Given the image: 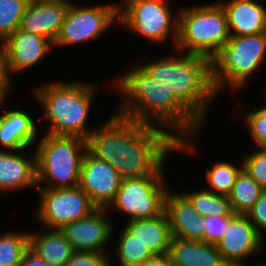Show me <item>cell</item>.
<instances>
[{
  "instance_id": "obj_38",
  "label": "cell",
  "mask_w": 266,
  "mask_h": 266,
  "mask_svg": "<svg viewBox=\"0 0 266 266\" xmlns=\"http://www.w3.org/2000/svg\"><path fill=\"white\" fill-rule=\"evenodd\" d=\"M144 0H126L124 1L123 5L118 3V4H114L115 7V11L118 17H120L130 6L142 2ZM120 4V5H119ZM125 5V6H124Z\"/></svg>"
},
{
  "instance_id": "obj_27",
  "label": "cell",
  "mask_w": 266,
  "mask_h": 266,
  "mask_svg": "<svg viewBox=\"0 0 266 266\" xmlns=\"http://www.w3.org/2000/svg\"><path fill=\"white\" fill-rule=\"evenodd\" d=\"M28 249V231L12 230L0 234V266H20Z\"/></svg>"
},
{
  "instance_id": "obj_21",
  "label": "cell",
  "mask_w": 266,
  "mask_h": 266,
  "mask_svg": "<svg viewBox=\"0 0 266 266\" xmlns=\"http://www.w3.org/2000/svg\"><path fill=\"white\" fill-rule=\"evenodd\" d=\"M168 256L173 266H228L217 246L203 241L172 237Z\"/></svg>"
},
{
  "instance_id": "obj_6",
  "label": "cell",
  "mask_w": 266,
  "mask_h": 266,
  "mask_svg": "<svg viewBox=\"0 0 266 266\" xmlns=\"http://www.w3.org/2000/svg\"><path fill=\"white\" fill-rule=\"evenodd\" d=\"M86 152V140L82 138L44 133L35 149L37 188L79 186L81 164ZM43 183L44 187H40Z\"/></svg>"
},
{
  "instance_id": "obj_3",
  "label": "cell",
  "mask_w": 266,
  "mask_h": 266,
  "mask_svg": "<svg viewBox=\"0 0 266 266\" xmlns=\"http://www.w3.org/2000/svg\"><path fill=\"white\" fill-rule=\"evenodd\" d=\"M161 57L137 64L157 82L171 90L175 98L204 126L209 104L218 96L211 80V61L201 55Z\"/></svg>"
},
{
  "instance_id": "obj_33",
  "label": "cell",
  "mask_w": 266,
  "mask_h": 266,
  "mask_svg": "<svg viewBox=\"0 0 266 266\" xmlns=\"http://www.w3.org/2000/svg\"><path fill=\"white\" fill-rule=\"evenodd\" d=\"M109 254L75 251L64 266H113Z\"/></svg>"
},
{
  "instance_id": "obj_26",
  "label": "cell",
  "mask_w": 266,
  "mask_h": 266,
  "mask_svg": "<svg viewBox=\"0 0 266 266\" xmlns=\"http://www.w3.org/2000/svg\"><path fill=\"white\" fill-rule=\"evenodd\" d=\"M243 169V161L237 167L233 163L218 161L206 171V181L209 188L205 189L220 195L228 196L232 190L237 176Z\"/></svg>"
},
{
  "instance_id": "obj_1",
  "label": "cell",
  "mask_w": 266,
  "mask_h": 266,
  "mask_svg": "<svg viewBox=\"0 0 266 266\" xmlns=\"http://www.w3.org/2000/svg\"><path fill=\"white\" fill-rule=\"evenodd\" d=\"M87 151L110 163L120 178L163 176L168 154L177 151V140L165 129L112 115L86 139Z\"/></svg>"
},
{
  "instance_id": "obj_14",
  "label": "cell",
  "mask_w": 266,
  "mask_h": 266,
  "mask_svg": "<svg viewBox=\"0 0 266 266\" xmlns=\"http://www.w3.org/2000/svg\"><path fill=\"white\" fill-rule=\"evenodd\" d=\"M121 178L108 162L85 153L81 164L79 187L97 208L107 209L118 193Z\"/></svg>"
},
{
  "instance_id": "obj_15",
  "label": "cell",
  "mask_w": 266,
  "mask_h": 266,
  "mask_svg": "<svg viewBox=\"0 0 266 266\" xmlns=\"http://www.w3.org/2000/svg\"><path fill=\"white\" fill-rule=\"evenodd\" d=\"M8 77L36 66L54 44L38 34L18 28L3 43Z\"/></svg>"
},
{
  "instance_id": "obj_4",
  "label": "cell",
  "mask_w": 266,
  "mask_h": 266,
  "mask_svg": "<svg viewBox=\"0 0 266 266\" xmlns=\"http://www.w3.org/2000/svg\"><path fill=\"white\" fill-rule=\"evenodd\" d=\"M96 90V85L76 81L48 82L34 88L33 95L44 108L45 119L50 124L45 132L86 140L95 129L86 123Z\"/></svg>"
},
{
  "instance_id": "obj_24",
  "label": "cell",
  "mask_w": 266,
  "mask_h": 266,
  "mask_svg": "<svg viewBox=\"0 0 266 266\" xmlns=\"http://www.w3.org/2000/svg\"><path fill=\"white\" fill-rule=\"evenodd\" d=\"M263 191L246 170L242 169L228 195L233 213L246 215Z\"/></svg>"
},
{
  "instance_id": "obj_16",
  "label": "cell",
  "mask_w": 266,
  "mask_h": 266,
  "mask_svg": "<svg viewBox=\"0 0 266 266\" xmlns=\"http://www.w3.org/2000/svg\"><path fill=\"white\" fill-rule=\"evenodd\" d=\"M69 5L68 0H30L20 29L43 36L54 44Z\"/></svg>"
},
{
  "instance_id": "obj_22",
  "label": "cell",
  "mask_w": 266,
  "mask_h": 266,
  "mask_svg": "<svg viewBox=\"0 0 266 266\" xmlns=\"http://www.w3.org/2000/svg\"><path fill=\"white\" fill-rule=\"evenodd\" d=\"M124 228L154 256L168 255L172 233L166 213L150 219L127 220Z\"/></svg>"
},
{
  "instance_id": "obj_35",
  "label": "cell",
  "mask_w": 266,
  "mask_h": 266,
  "mask_svg": "<svg viewBox=\"0 0 266 266\" xmlns=\"http://www.w3.org/2000/svg\"><path fill=\"white\" fill-rule=\"evenodd\" d=\"M11 79L6 71L5 54L3 45L0 43V100H5L11 91ZM10 90V91H9ZM9 93V94H8Z\"/></svg>"
},
{
  "instance_id": "obj_12",
  "label": "cell",
  "mask_w": 266,
  "mask_h": 266,
  "mask_svg": "<svg viewBox=\"0 0 266 266\" xmlns=\"http://www.w3.org/2000/svg\"><path fill=\"white\" fill-rule=\"evenodd\" d=\"M263 239L247 215L236 214L216 246L228 266H249L245 263L247 257L263 250ZM263 265L266 263L259 262L255 266Z\"/></svg>"
},
{
  "instance_id": "obj_32",
  "label": "cell",
  "mask_w": 266,
  "mask_h": 266,
  "mask_svg": "<svg viewBox=\"0 0 266 266\" xmlns=\"http://www.w3.org/2000/svg\"><path fill=\"white\" fill-rule=\"evenodd\" d=\"M234 216H206L204 217L205 242L217 244L223 238L229 222Z\"/></svg>"
},
{
  "instance_id": "obj_19",
  "label": "cell",
  "mask_w": 266,
  "mask_h": 266,
  "mask_svg": "<svg viewBox=\"0 0 266 266\" xmlns=\"http://www.w3.org/2000/svg\"><path fill=\"white\" fill-rule=\"evenodd\" d=\"M22 151L19 150V154L0 150V192L28 187L37 189L36 153L28 158Z\"/></svg>"
},
{
  "instance_id": "obj_31",
  "label": "cell",
  "mask_w": 266,
  "mask_h": 266,
  "mask_svg": "<svg viewBox=\"0 0 266 266\" xmlns=\"http://www.w3.org/2000/svg\"><path fill=\"white\" fill-rule=\"evenodd\" d=\"M244 118L256 147H263L266 143V106L255 111L250 110L245 113Z\"/></svg>"
},
{
  "instance_id": "obj_39",
  "label": "cell",
  "mask_w": 266,
  "mask_h": 266,
  "mask_svg": "<svg viewBox=\"0 0 266 266\" xmlns=\"http://www.w3.org/2000/svg\"><path fill=\"white\" fill-rule=\"evenodd\" d=\"M262 148L266 151V143H265V145Z\"/></svg>"
},
{
  "instance_id": "obj_25",
  "label": "cell",
  "mask_w": 266,
  "mask_h": 266,
  "mask_svg": "<svg viewBox=\"0 0 266 266\" xmlns=\"http://www.w3.org/2000/svg\"><path fill=\"white\" fill-rule=\"evenodd\" d=\"M201 216H235L229 197L215 194L205 188L200 191L182 193Z\"/></svg>"
},
{
  "instance_id": "obj_18",
  "label": "cell",
  "mask_w": 266,
  "mask_h": 266,
  "mask_svg": "<svg viewBox=\"0 0 266 266\" xmlns=\"http://www.w3.org/2000/svg\"><path fill=\"white\" fill-rule=\"evenodd\" d=\"M224 9L230 36L266 32V8L256 0L219 1Z\"/></svg>"
},
{
  "instance_id": "obj_5",
  "label": "cell",
  "mask_w": 266,
  "mask_h": 266,
  "mask_svg": "<svg viewBox=\"0 0 266 266\" xmlns=\"http://www.w3.org/2000/svg\"><path fill=\"white\" fill-rule=\"evenodd\" d=\"M229 39L227 19L220 2L179 9L175 44L179 53L197 54L211 61Z\"/></svg>"
},
{
  "instance_id": "obj_34",
  "label": "cell",
  "mask_w": 266,
  "mask_h": 266,
  "mask_svg": "<svg viewBox=\"0 0 266 266\" xmlns=\"http://www.w3.org/2000/svg\"><path fill=\"white\" fill-rule=\"evenodd\" d=\"M246 215L263 238L262 232H266V190L262 192L255 201L253 208Z\"/></svg>"
},
{
  "instance_id": "obj_7",
  "label": "cell",
  "mask_w": 266,
  "mask_h": 266,
  "mask_svg": "<svg viewBox=\"0 0 266 266\" xmlns=\"http://www.w3.org/2000/svg\"><path fill=\"white\" fill-rule=\"evenodd\" d=\"M265 54L266 32L230 36L211 60V80L215 93H220L227 85L232 91L245 86L251 75L261 67Z\"/></svg>"
},
{
  "instance_id": "obj_36",
  "label": "cell",
  "mask_w": 266,
  "mask_h": 266,
  "mask_svg": "<svg viewBox=\"0 0 266 266\" xmlns=\"http://www.w3.org/2000/svg\"><path fill=\"white\" fill-rule=\"evenodd\" d=\"M20 266H49V264L29 248L24 254Z\"/></svg>"
},
{
  "instance_id": "obj_30",
  "label": "cell",
  "mask_w": 266,
  "mask_h": 266,
  "mask_svg": "<svg viewBox=\"0 0 266 266\" xmlns=\"http://www.w3.org/2000/svg\"><path fill=\"white\" fill-rule=\"evenodd\" d=\"M256 149L242 157L243 169L262 189L266 190V151L262 147Z\"/></svg>"
},
{
  "instance_id": "obj_10",
  "label": "cell",
  "mask_w": 266,
  "mask_h": 266,
  "mask_svg": "<svg viewBox=\"0 0 266 266\" xmlns=\"http://www.w3.org/2000/svg\"><path fill=\"white\" fill-rule=\"evenodd\" d=\"M168 5L166 0H144L136 3L119 17V24L156 44L166 42L169 35H172L175 47L179 10L174 14Z\"/></svg>"
},
{
  "instance_id": "obj_37",
  "label": "cell",
  "mask_w": 266,
  "mask_h": 266,
  "mask_svg": "<svg viewBox=\"0 0 266 266\" xmlns=\"http://www.w3.org/2000/svg\"><path fill=\"white\" fill-rule=\"evenodd\" d=\"M139 266H173L171 259L166 256H154L153 258L144 261Z\"/></svg>"
},
{
  "instance_id": "obj_2",
  "label": "cell",
  "mask_w": 266,
  "mask_h": 266,
  "mask_svg": "<svg viewBox=\"0 0 266 266\" xmlns=\"http://www.w3.org/2000/svg\"><path fill=\"white\" fill-rule=\"evenodd\" d=\"M114 82L122 93L116 114L167 130L177 140L180 152L194 150L190 139L203 125L175 98L166 84L155 81L137 65Z\"/></svg>"
},
{
  "instance_id": "obj_17",
  "label": "cell",
  "mask_w": 266,
  "mask_h": 266,
  "mask_svg": "<svg viewBox=\"0 0 266 266\" xmlns=\"http://www.w3.org/2000/svg\"><path fill=\"white\" fill-rule=\"evenodd\" d=\"M165 213L172 237L205 242L204 217L194 210L190 201L182 193L168 191Z\"/></svg>"
},
{
  "instance_id": "obj_9",
  "label": "cell",
  "mask_w": 266,
  "mask_h": 266,
  "mask_svg": "<svg viewBox=\"0 0 266 266\" xmlns=\"http://www.w3.org/2000/svg\"><path fill=\"white\" fill-rule=\"evenodd\" d=\"M37 190L41 197L35 216L46 230H60L64 225L84 218L97 209L79 186Z\"/></svg>"
},
{
  "instance_id": "obj_28",
  "label": "cell",
  "mask_w": 266,
  "mask_h": 266,
  "mask_svg": "<svg viewBox=\"0 0 266 266\" xmlns=\"http://www.w3.org/2000/svg\"><path fill=\"white\" fill-rule=\"evenodd\" d=\"M116 240V251L121 266H139L154 257L150 250L124 227Z\"/></svg>"
},
{
  "instance_id": "obj_13",
  "label": "cell",
  "mask_w": 266,
  "mask_h": 266,
  "mask_svg": "<svg viewBox=\"0 0 266 266\" xmlns=\"http://www.w3.org/2000/svg\"><path fill=\"white\" fill-rule=\"evenodd\" d=\"M108 209L97 208L90 215L64 225L59 231L74 251L105 253L113 236V224L106 215ZM105 251V252H104Z\"/></svg>"
},
{
  "instance_id": "obj_23",
  "label": "cell",
  "mask_w": 266,
  "mask_h": 266,
  "mask_svg": "<svg viewBox=\"0 0 266 266\" xmlns=\"http://www.w3.org/2000/svg\"><path fill=\"white\" fill-rule=\"evenodd\" d=\"M44 230L42 234L28 232L29 248L49 266H64L75 252L74 249L59 230Z\"/></svg>"
},
{
  "instance_id": "obj_8",
  "label": "cell",
  "mask_w": 266,
  "mask_h": 266,
  "mask_svg": "<svg viewBox=\"0 0 266 266\" xmlns=\"http://www.w3.org/2000/svg\"><path fill=\"white\" fill-rule=\"evenodd\" d=\"M164 176L121 180L115 199L107 208L129 216L128 220L150 219L165 213L168 187ZM165 185V186H164Z\"/></svg>"
},
{
  "instance_id": "obj_11",
  "label": "cell",
  "mask_w": 266,
  "mask_h": 266,
  "mask_svg": "<svg viewBox=\"0 0 266 266\" xmlns=\"http://www.w3.org/2000/svg\"><path fill=\"white\" fill-rule=\"evenodd\" d=\"M113 23L119 24L114 3L79 6L70 2L54 46L78 45L98 39Z\"/></svg>"
},
{
  "instance_id": "obj_29",
  "label": "cell",
  "mask_w": 266,
  "mask_h": 266,
  "mask_svg": "<svg viewBox=\"0 0 266 266\" xmlns=\"http://www.w3.org/2000/svg\"><path fill=\"white\" fill-rule=\"evenodd\" d=\"M30 0H0V43L20 28Z\"/></svg>"
},
{
  "instance_id": "obj_20",
  "label": "cell",
  "mask_w": 266,
  "mask_h": 266,
  "mask_svg": "<svg viewBox=\"0 0 266 266\" xmlns=\"http://www.w3.org/2000/svg\"><path fill=\"white\" fill-rule=\"evenodd\" d=\"M36 125L32 115L21 109L0 114V144L8 151L30 148L37 139Z\"/></svg>"
}]
</instances>
